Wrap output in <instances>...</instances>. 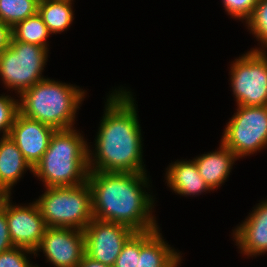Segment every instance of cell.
<instances>
[{"label":"cell","mask_w":267,"mask_h":267,"mask_svg":"<svg viewBox=\"0 0 267 267\" xmlns=\"http://www.w3.org/2000/svg\"><path fill=\"white\" fill-rule=\"evenodd\" d=\"M55 131L53 127L18 112L8 136L33 168L46 152Z\"/></svg>","instance_id":"7c38bea8"},{"label":"cell","mask_w":267,"mask_h":267,"mask_svg":"<svg viewBox=\"0 0 267 267\" xmlns=\"http://www.w3.org/2000/svg\"><path fill=\"white\" fill-rule=\"evenodd\" d=\"M85 92L45 78L20 95L19 112L56 130L72 129Z\"/></svg>","instance_id":"277c9868"},{"label":"cell","mask_w":267,"mask_h":267,"mask_svg":"<svg viewBox=\"0 0 267 267\" xmlns=\"http://www.w3.org/2000/svg\"><path fill=\"white\" fill-rule=\"evenodd\" d=\"M248 29L267 48V0H258L251 17L246 21Z\"/></svg>","instance_id":"44dd1931"},{"label":"cell","mask_w":267,"mask_h":267,"mask_svg":"<svg viewBox=\"0 0 267 267\" xmlns=\"http://www.w3.org/2000/svg\"><path fill=\"white\" fill-rule=\"evenodd\" d=\"M50 34L48 27L38 13L12 27V38L15 41L35 44L47 49V38Z\"/></svg>","instance_id":"d6986e66"},{"label":"cell","mask_w":267,"mask_h":267,"mask_svg":"<svg viewBox=\"0 0 267 267\" xmlns=\"http://www.w3.org/2000/svg\"><path fill=\"white\" fill-rule=\"evenodd\" d=\"M26 253L35 255L34 251L15 246L3 251L0 253V267H35L30 264Z\"/></svg>","instance_id":"cb8c5ba5"},{"label":"cell","mask_w":267,"mask_h":267,"mask_svg":"<svg viewBox=\"0 0 267 267\" xmlns=\"http://www.w3.org/2000/svg\"><path fill=\"white\" fill-rule=\"evenodd\" d=\"M140 255V232H135L123 245L113 267H137Z\"/></svg>","instance_id":"7402d4cb"},{"label":"cell","mask_w":267,"mask_h":267,"mask_svg":"<svg viewBox=\"0 0 267 267\" xmlns=\"http://www.w3.org/2000/svg\"><path fill=\"white\" fill-rule=\"evenodd\" d=\"M223 7H225V11L228 12L230 16L233 18H238L239 20L243 19L248 20L254 8L258 2V0H222Z\"/></svg>","instance_id":"d4e9b609"},{"label":"cell","mask_w":267,"mask_h":267,"mask_svg":"<svg viewBox=\"0 0 267 267\" xmlns=\"http://www.w3.org/2000/svg\"><path fill=\"white\" fill-rule=\"evenodd\" d=\"M77 267H112V266L94 261L90 257L84 255L81 263Z\"/></svg>","instance_id":"f1b7e54d"},{"label":"cell","mask_w":267,"mask_h":267,"mask_svg":"<svg viewBox=\"0 0 267 267\" xmlns=\"http://www.w3.org/2000/svg\"><path fill=\"white\" fill-rule=\"evenodd\" d=\"M118 90L109 95L105 104L95 153L88 149L89 171L145 173L136 104L130 91Z\"/></svg>","instance_id":"6da1fadb"},{"label":"cell","mask_w":267,"mask_h":267,"mask_svg":"<svg viewBox=\"0 0 267 267\" xmlns=\"http://www.w3.org/2000/svg\"><path fill=\"white\" fill-rule=\"evenodd\" d=\"M218 151L202 154L194 159L200 176L212 190L220 187L231 172L237 156L222 143Z\"/></svg>","instance_id":"9a60e30c"},{"label":"cell","mask_w":267,"mask_h":267,"mask_svg":"<svg viewBox=\"0 0 267 267\" xmlns=\"http://www.w3.org/2000/svg\"><path fill=\"white\" fill-rule=\"evenodd\" d=\"M236 110L224 129L221 143L239 159L266 148L267 105H238Z\"/></svg>","instance_id":"52a82bcc"},{"label":"cell","mask_w":267,"mask_h":267,"mask_svg":"<svg viewBox=\"0 0 267 267\" xmlns=\"http://www.w3.org/2000/svg\"><path fill=\"white\" fill-rule=\"evenodd\" d=\"M12 28L0 20V53L10 46Z\"/></svg>","instance_id":"4316f807"},{"label":"cell","mask_w":267,"mask_h":267,"mask_svg":"<svg viewBox=\"0 0 267 267\" xmlns=\"http://www.w3.org/2000/svg\"><path fill=\"white\" fill-rule=\"evenodd\" d=\"M14 247L7 223L6 212L0 214V253Z\"/></svg>","instance_id":"484cf974"},{"label":"cell","mask_w":267,"mask_h":267,"mask_svg":"<svg viewBox=\"0 0 267 267\" xmlns=\"http://www.w3.org/2000/svg\"><path fill=\"white\" fill-rule=\"evenodd\" d=\"M48 49L39 45L11 39L10 46L0 53V77L6 88L21 95L34 84L44 80L42 72Z\"/></svg>","instance_id":"8992f818"},{"label":"cell","mask_w":267,"mask_h":267,"mask_svg":"<svg viewBox=\"0 0 267 267\" xmlns=\"http://www.w3.org/2000/svg\"><path fill=\"white\" fill-rule=\"evenodd\" d=\"M166 172L167 185L179 195H199L211 189L200 176L197 165L191 161H175Z\"/></svg>","instance_id":"2e32d148"},{"label":"cell","mask_w":267,"mask_h":267,"mask_svg":"<svg viewBox=\"0 0 267 267\" xmlns=\"http://www.w3.org/2000/svg\"><path fill=\"white\" fill-rule=\"evenodd\" d=\"M55 267H77L85 255L84 230L47 227L38 246Z\"/></svg>","instance_id":"30bf717a"},{"label":"cell","mask_w":267,"mask_h":267,"mask_svg":"<svg viewBox=\"0 0 267 267\" xmlns=\"http://www.w3.org/2000/svg\"><path fill=\"white\" fill-rule=\"evenodd\" d=\"M134 233L125 225L93 219L84 229L85 255L113 267L123 245Z\"/></svg>","instance_id":"9c48e42d"},{"label":"cell","mask_w":267,"mask_h":267,"mask_svg":"<svg viewBox=\"0 0 267 267\" xmlns=\"http://www.w3.org/2000/svg\"><path fill=\"white\" fill-rule=\"evenodd\" d=\"M19 112V101L8 95L0 96V131L2 130L4 136H8L11 127L14 123L15 117Z\"/></svg>","instance_id":"603a6c76"},{"label":"cell","mask_w":267,"mask_h":267,"mask_svg":"<svg viewBox=\"0 0 267 267\" xmlns=\"http://www.w3.org/2000/svg\"><path fill=\"white\" fill-rule=\"evenodd\" d=\"M40 0H0V20L11 28L38 13Z\"/></svg>","instance_id":"ffe728a7"},{"label":"cell","mask_w":267,"mask_h":267,"mask_svg":"<svg viewBox=\"0 0 267 267\" xmlns=\"http://www.w3.org/2000/svg\"><path fill=\"white\" fill-rule=\"evenodd\" d=\"M47 227L84 230L94 219L88 182L78 186L46 187L35 201Z\"/></svg>","instance_id":"5b68a950"},{"label":"cell","mask_w":267,"mask_h":267,"mask_svg":"<svg viewBox=\"0 0 267 267\" xmlns=\"http://www.w3.org/2000/svg\"><path fill=\"white\" fill-rule=\"evenodd\" d=\"M244 221L233 231L241 252L251 257L267 252V200L259 203Z\"/></svg>","instance_id":"4fadbf2b"},{"label":"cell","mask_w":267,"mask_h":267,"mask_svg":"<svg viewBox=\"0 0 267 267\" xmlns=\"http://www.w3.org/2000/svg\"><path fill=\"white\" fill-rule=\"evenodd\" d=\"M143 172L89 171L93 218L125 225L134 232L157 229L154 200L143 190L149 178Z\"/></svg>","instance_id":"7a4b0ae2"},{"label":"cell","mask_w":267,"mask_h":267,"mask_svg":"<svg viewBox=\"0 0 267 267\" xmlns=\"http://www.w3.org/2000/svg\"><path fill=\"white\" fill-rule=\"evenodd\" d=\"M5 212L13 245L35 252L47 228L37 203L15 206L9 202Z\"/></svg>","instance_id":"8fae6325"},{"label":"cell","mask_w":267,"mask_h":267,"mask_svg":"<svg viewBox=\"0 0 267 267\" xmlns=\"http://www.w3.org/2000/svg\"><path fill=\"white\" fill-rule=\"evenodd\" d=\"M11 190L0 185V214L5 211L7 204L10 202Z\"/></svg>","instance_id":"83f0119b"},{"label":"cell","mask_w":267,"mask_h":267,"mask_svg":"<svg viewBox=\"0 0 267 267\" xmlns=\"http://www.w3.org/2000/svg\"><path fill=\"white\" fill-rule=\"evenodd\" d=\"M140 232V255L137 267H178L180 253L163 240L160 230ZM167 243V244H166Z\"/></svg>","instance_id":"5bb4252c"},{"label":"cell","mask_w":267,"mask_h":267,"mask_svg":"<svg viewBox=\"0 0 267 267\" xmlns=\"http://www.w3.org/2000/svg\"><path fill=\"white\" fill-rule=\"evenodd\" d=\"M28 169L33 172V168L25 160L15 142L10 136L2 137L0 139V185L11 190Z\"/></svg>","instance_id":"e0dca14e"},{"label":"cell","mask_w":267,"mask_h":267,"mask_svg":"<svg viewBox=\"0 0 267 267\" xmlns=\"http://www.w3.org/2000/svg\"><path fill=\"white\" fill-rule=\"evenodd\" d=\"M73 0H40L38 14L52 34L61 33L70 27L73 21Z\"/></svg>","instance_id":"ac0fdd59"},{"label":"cell","mask_w":267,"mask_h":267,"mask_svg":"<svg viewBox=\"0 0 267 267\" xmlns=\"http://www.w3.org/2000/svg\"><path fill=\"white\" fill-rule=\"evenodd\" d=\"M88 144L74 128L56 130L33 174L46 187L78 186L87 182Z\"/></svg>","instance_id":"3957f363"},{"label":"cell","mask_w":267,"mask_h":267,"mask_svg":"<svg viewBox=\"0 0 267 267\" xmlns=\"http://www.w3.org/2000/svg\"><path fill=\"white\" fill-rule=\"evenodd\" d=\"M253 48L231 64V87L237 106L267 105V56Z\"/></svg>","instance_id":"ba28073f"}]
</instances>
